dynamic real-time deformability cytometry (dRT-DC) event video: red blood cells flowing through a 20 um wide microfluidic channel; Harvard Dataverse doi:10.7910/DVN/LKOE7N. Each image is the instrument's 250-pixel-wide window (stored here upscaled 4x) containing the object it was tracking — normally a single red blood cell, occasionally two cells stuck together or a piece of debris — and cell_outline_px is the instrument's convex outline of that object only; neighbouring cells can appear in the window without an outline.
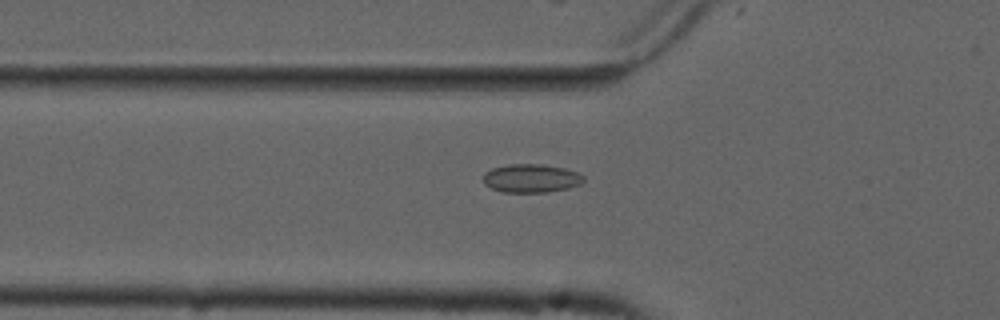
{"species": "common noctule bat (a hibernating species)", "species_latin": "Nyctalus noctula", "temperature_condition": "cold", "stored_images_in_passage": 55, "camera_frame_rate_fps": 3000, "um_per_image_px": 0.085, "animal": {"sex": "male", "forearm_length_mm": 52.5}, "frame": {"image": 1, "passage_image": 19, "time_ms": 6.0, "image_size_px": [1000, 320], "cell_outline_px": [[584, 180], [580, 184], [568, 188], [548, 192], [504, 192], [492, 188], [484, 184], [484, 172], [492, 168], [508, 164], [540, 164], [564, 168], [576, 172], [584, 176]], "centroid_in_image_um": [45.14, 15.15], "position_along_channel_um": 80.7, "area_um2": 16.59}}
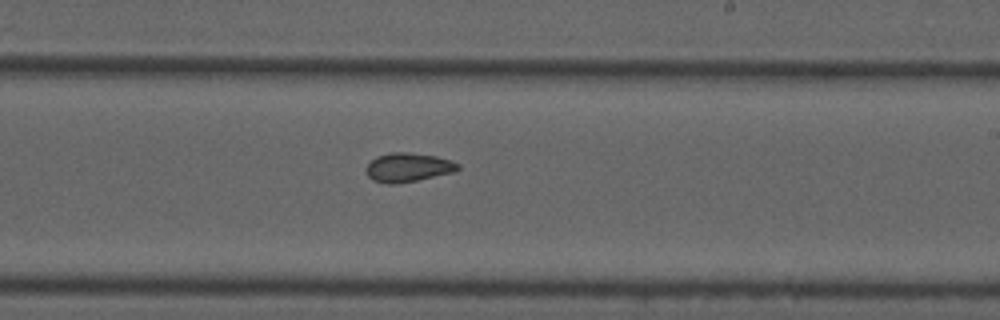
{"frame": {"image": 2, "passage_image": 33, "time_ms": 10.667, "image_size_px": [1000, 320], "cell_outline_px": [[460, 168], [456, 172], [396, 184], [388, 184], [372, 180], [368, 176], [368, 164], [376, 156], [392, 152], [408, 152], [436, 156], [452, 160], [460, 164]], "centroid_in_image_um": [34.74, 14.22], "position_along_channel_um": 254.3, "area_um2": 15.49}}
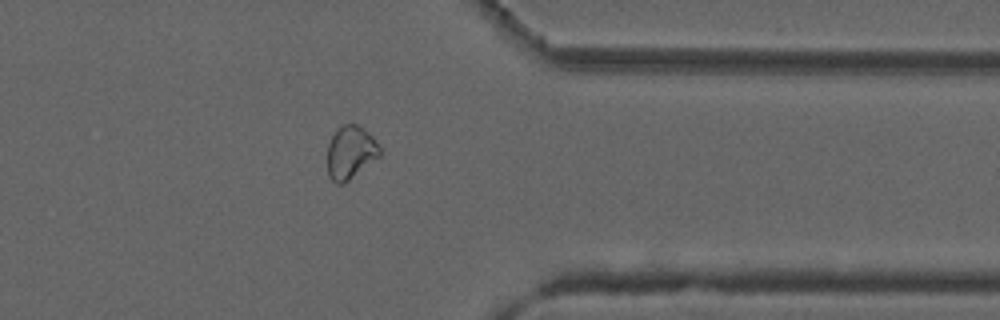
{"frame": {"image": 3, "passage_image": 44, "time_ms": 14.333, "image_size_px": [1000, 320], "cell_outline_px": [[380, 156], [344, 184], [336, 184], [328, 176], [328, 144], [336, 128], [344, 124], [356, 124], [364, 128], [372, 136], [380, 148]], "centroid_in_image_um": [29.78, 12.96], "position_along_channel_um": 381.6, "area_um2": 16.24}, "authors_computed_cell_mechanics": {"area_um2": 16.6464, "velocity_mm_per_s": 3.7247, "shape_relaxation_time_tau1_ms": null, "shape_relaxation_time_tau2_ms": 2.1007, "deformation_change_tau1": null, "deformation_change_tau2": 0.0596}}